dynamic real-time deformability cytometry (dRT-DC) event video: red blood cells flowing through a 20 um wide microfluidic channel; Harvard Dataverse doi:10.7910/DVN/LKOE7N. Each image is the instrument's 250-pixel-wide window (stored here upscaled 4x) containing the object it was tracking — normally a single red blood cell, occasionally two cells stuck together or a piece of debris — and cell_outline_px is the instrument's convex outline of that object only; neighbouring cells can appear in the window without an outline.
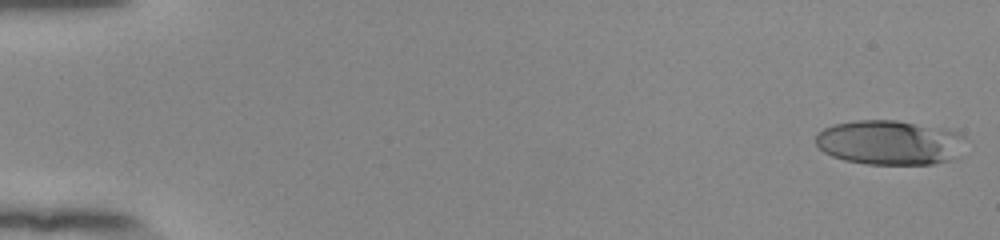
{"species": "human", "species_latin": "Homo sapiens", "temperature_condition": "room temperature", "stored_images_in_passage": 13, "camera_frame_rate_fps": 3000, "um_per_image_px": 0.085, "donor": {"sex": "female"}, "frame": {"image": 1, "passage_image": 1, "time_ms": 0.0, "image_size_px": [1000, 240], "cell_outline_px": [[964, 140], [948, 160], [932, 164], [868, 164], [844, 160], [832, 156], [824, 152], [816, 144], [816, 132], [832, 124], [856, 120], [896, 120], [948, 128], [964, 136]], "centroid_in_image_um": [75.53, 12.09], "position_along_channel_um": 9.5, "area_um2": 38.67}}